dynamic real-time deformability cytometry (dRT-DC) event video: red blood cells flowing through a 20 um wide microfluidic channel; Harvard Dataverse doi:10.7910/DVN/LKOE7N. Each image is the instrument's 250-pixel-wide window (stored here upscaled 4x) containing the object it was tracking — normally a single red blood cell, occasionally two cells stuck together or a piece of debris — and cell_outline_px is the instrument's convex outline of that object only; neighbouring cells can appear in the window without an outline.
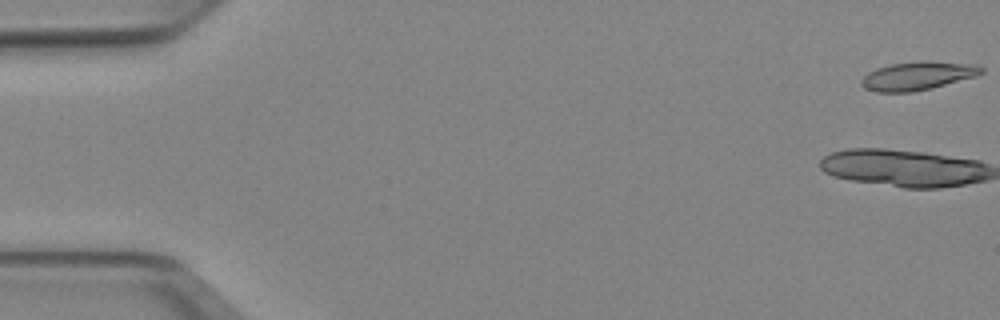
{"species": "Egyptian fruit bat (a non-hibernating species)", "species_latin": "Rousettus aegyptiacus", "temperature_condition": "cold", "stored_images_in_passage": 39, "camera_frame_rate_fps": 3000, "um_per_image_px": 0.085, "animal": {"sex": "female"}, "frame": {"image": 1, "passage_image": 1, "time_ms": 0.0, "image_size_px": [1000, 320], "cell_outline_px": [[984, 72], [976, 76], [932, 88], [912, 92], [876, 92], [864, 88], [860, 84], [860, 80], [868, 72], [876, 68], [892, 64], [920, 60], [928, 60], [976, 64], [984, 68]], "centroid_in_image_um": [78.01, 6.43], "position_along_channel_um": 7.0, "area_um2": 20.17}}